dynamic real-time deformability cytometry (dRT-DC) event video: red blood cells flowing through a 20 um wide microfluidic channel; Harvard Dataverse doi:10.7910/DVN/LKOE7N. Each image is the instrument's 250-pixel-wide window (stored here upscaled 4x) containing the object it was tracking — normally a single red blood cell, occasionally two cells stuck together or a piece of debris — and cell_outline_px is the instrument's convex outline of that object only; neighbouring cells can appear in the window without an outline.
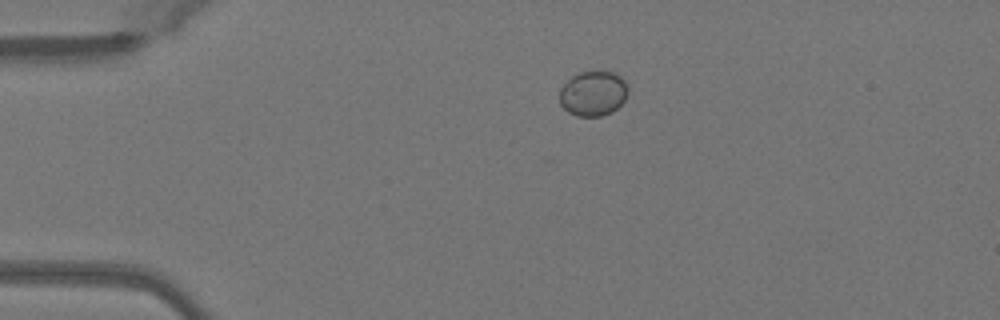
{"species": "Egyptian fruit bat (a non-hibernating species)", "species_latin": "Rousettus aegyptiacus", "temperature_condition": "warm", "stored_images_in_passage": 40, "camera_frame_rate_fps": 3000, "um_per_image_px": 0.085, "animal": {"sex": "female"}, "frame": {"image": 1, "passage_image": 1, "time_ms": 0.0, "image_size_px": [1000, 320], "cell_outline_px": [[628, 92], [624, 100], [612, 112], [600, 116], [576, 116], [568, 112], [560, 104], [560, 88], [572, 76], [580, 72], [612, 72], [620, 76], [628, 84]], "centroid_in_image_um": [50.42, 7.95], "position_along_channel_um": 34.6, "area_um2": 17.86}}
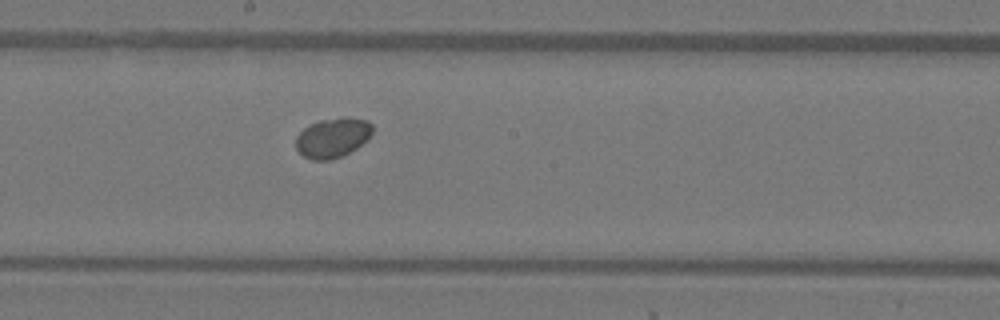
{"frame": {"image": 2, "passage_image": 18, "time_ms": 5.667, "image_size_px": [1000, 320], "cell_outline_px": [[372, 132], [368, 140], [356, 148], [340, 156], [328, 160], [312, 160], [304, 156], [296, 148], [296, 136], [304, 128], [320, 120], [344, 116], [368, 120], [372, 124]], "centroid_in_image_um": [28.29, 11.68], "position_along_channel_um": 219.9, "area_um2": 17.69}}
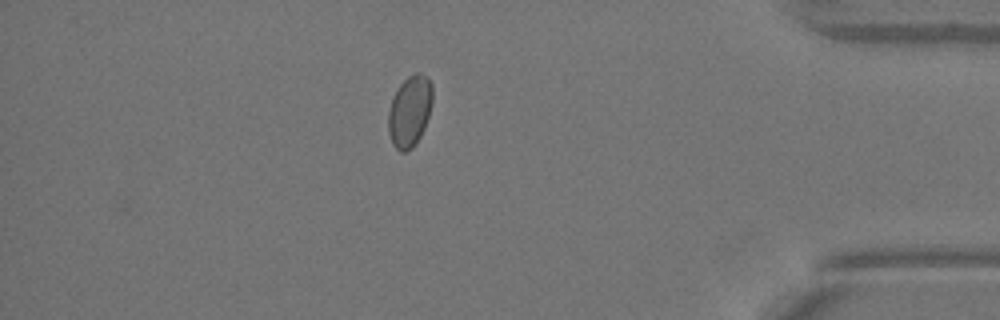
{"frame": {"image": 3, "passage_image": 34, "time_ms": 11.0, "image_size_px": [1000, 320], "cell_outline_px": [[432, 104], [424, 128], [416, 144], [412, 148], [404, 152], [400, 152], [392, 144], [388, 132], [388, 112], [392, 96], [396, 88], [408, 76], [416, 72], [420, 72], [428, 76], [432, 84]], "centroid_in_image_um": [34.81, 9.43], "position_along_channel_um": 400.4, "area_um2": 18.67}, "authors_computed_cell_mechanics": {"area_um2": 17.6001, "velocity_mm_per_s": 4.0601, "shape_relaxation_time_tau1_ms": null, "shape_relaxation_time_tau2_ms": 6.3692, "deformation_change_tau1": null, "deformation_change_tau2": 0.0331}}